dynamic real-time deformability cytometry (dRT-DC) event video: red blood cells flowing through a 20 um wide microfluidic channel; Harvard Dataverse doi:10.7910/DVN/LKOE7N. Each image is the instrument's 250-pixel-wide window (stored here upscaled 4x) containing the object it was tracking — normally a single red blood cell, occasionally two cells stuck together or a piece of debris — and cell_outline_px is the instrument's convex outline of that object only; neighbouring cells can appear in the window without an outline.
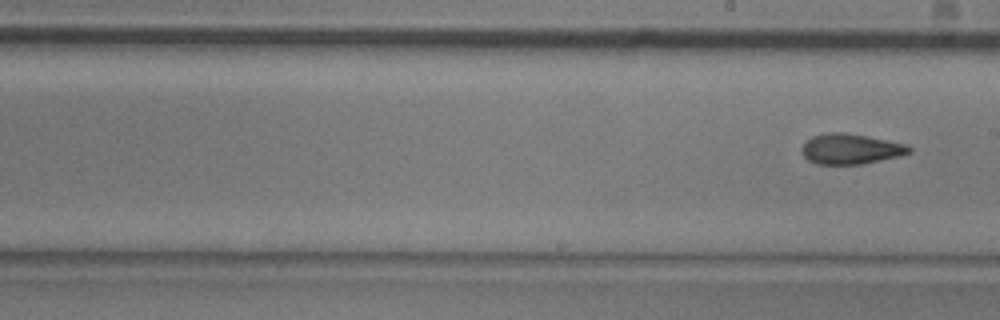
{"species": "common noctule bat (a hibernating species)", "species_latin": "Nyctalus noctula", "temperature_condition": "room temperature", "stored_images_in_passage": 6, "segment_of_instrument_passage": [2, 2], "camera_frame_rate_fps": 3000, "um_per_image_px": 0.085, "animal": {"sex": "male", "body_mass_g": 20.5, "forearm_length_mm": 52.5}, "frame": {"image": 1, "passage_image": 6, "time_ms": 1.667, "image_size_px": [1000, 320], "cell_outline_px": [[912, 152], [900, 156], [860, 164], [816, 164], [808, 160], [804, 156], [804, 144], [812, 136], [828, 132], [844, 132], [868, 136], [908, 144], [912, 148]], "centroid_in_image_um": [72.36, 12.65], "position_along_channel_um": 216.6, "area_um2": 18.9}}